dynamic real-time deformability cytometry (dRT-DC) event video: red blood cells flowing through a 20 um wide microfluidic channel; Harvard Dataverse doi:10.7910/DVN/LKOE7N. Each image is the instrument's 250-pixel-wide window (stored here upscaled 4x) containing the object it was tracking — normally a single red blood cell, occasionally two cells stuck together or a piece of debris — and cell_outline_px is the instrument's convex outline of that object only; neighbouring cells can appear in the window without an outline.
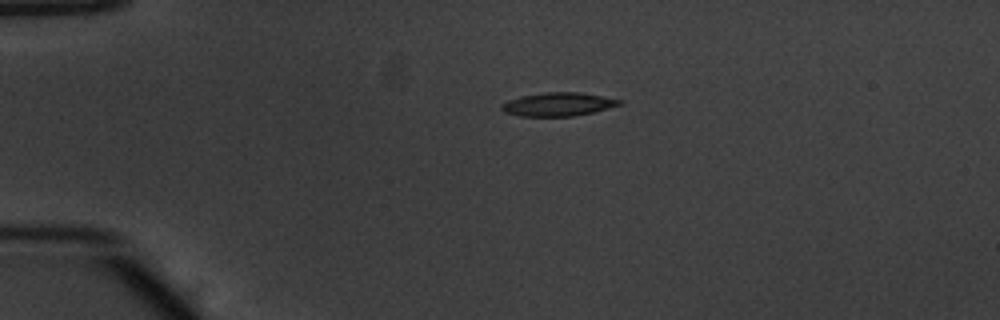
{"species": "common noctule bat (a hibernating species)", "species_latin": "Nyctalus noctula", "temperature_condition": "warm", "stored_images_in_passage": 42, "camera_frame_rate_fps": 3000, "um_per_image_px": 0.085, "animal": {"sex": "male", "body_mass_g": 20.1, "forearm_length_mm": 53.5}, "frame": {"image": 1, "passage_image": 1, "time_ms": 0.0, "image_size_px": [1000, 320], "cell_outline_px": [[624, 104], [592, 112], [572, 116], [520, 116], [504, 112], [500, 108], [508, 100], [520, 96], [544, 92], [580, 92], [624, 100]], "centroid_in_image_um": [47.47, 8.86], "position_along_channel_um": 37.5, "area_um2": 16.13}}
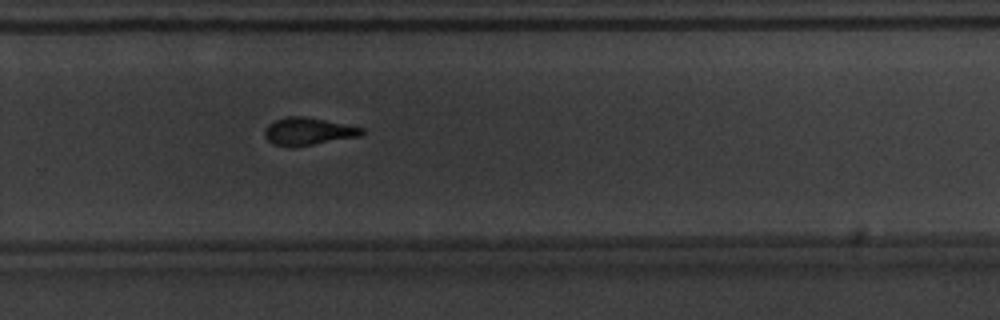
{"frame": {"image": 2, "passage_image": 25, "time_ms": 8.0, "image_size_px": [1000, 320], "cell_outline_px": [[364, 132], [360, 136], [292, 148], [272, 144], [264, 136], [264, 132], [268, 124], [276, 120], [288, 116], [304, 116], [364, 128]], "centroid_in_image_um": [26.16, 11.18], "position_along_channel_um": 303.6, "area_um2": 15.55}}
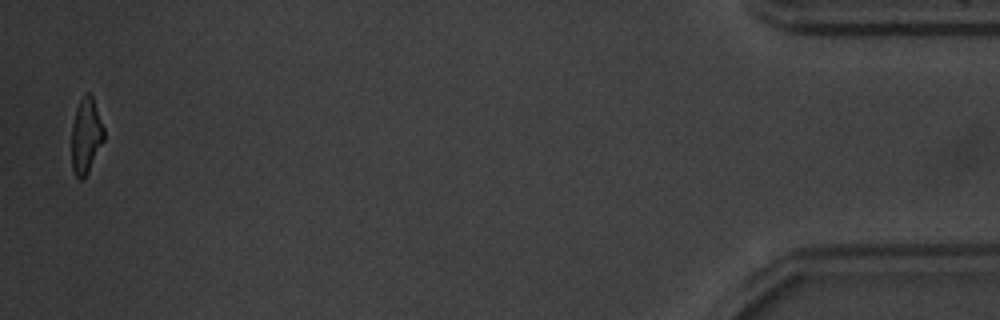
{"frame": {"image": 3, "passage_image": 41, "time_ms": 13.333, "image_size_px": [1000, 320], "cell_outline_px": [[104, 140], [88, 172], [80, 180], [76, 176], [72, 168], [72, 124], [76, 108], [84, 92], [88, 92], [92, 96], [104, 128]], "centroid_in_image_um": [7.31, 11.51], "position_along_channel_um": 427.9, "area_um2": 14.1}, "authors_computed_cell_mechanics": {"area_um2": 15.9528, "velocity_mm_per_s": 3.8642, "shape_relaxation_time_tau1_ms": 3.3402, "shape_relaxation_time_tau2_ms": 2.5479, "deformation_change_tau1": 0.1776, "deformation_change_tau2": 0.1049}}